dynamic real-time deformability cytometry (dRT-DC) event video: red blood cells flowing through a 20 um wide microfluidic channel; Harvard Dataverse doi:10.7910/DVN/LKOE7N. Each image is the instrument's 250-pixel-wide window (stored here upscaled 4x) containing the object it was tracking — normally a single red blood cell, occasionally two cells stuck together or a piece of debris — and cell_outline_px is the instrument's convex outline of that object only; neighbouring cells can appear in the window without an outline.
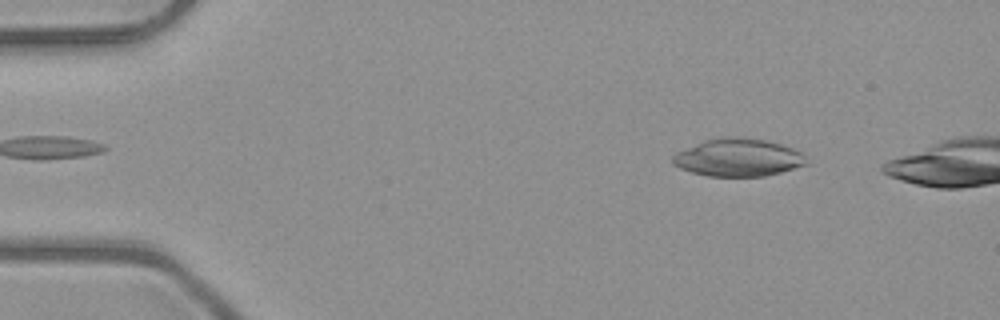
{"species": "common noctule bat (a hibernating species)", "species_latin": "Nyctalus noctula", "temperature_condition": "room temperature", "stored_images_in_passage": 43, "camera_frame_rate_fps": 3000, "um_per_image_px": 0.085, "animal": {"sex": "male", "body_mass_g": 23.1, "forearm_length_mm": 52.7}, "frame": {"image": 1, "passage_image": 3, "time_ms": 0.667, "image_size_px": [1000, 320], "cell_outline_px": [[812, 164], [764, 176], [708, 176], [692, 172], [680, 168], [672, 164], [672, 156], [676, 152], [704, 140], [764, 140], [780, 144], [792, 148], [800, 152]], "centroid_in_image_um": [62.77, 13.45], "position_along_channel_um": 22.2, "area_um2": 28.5}}
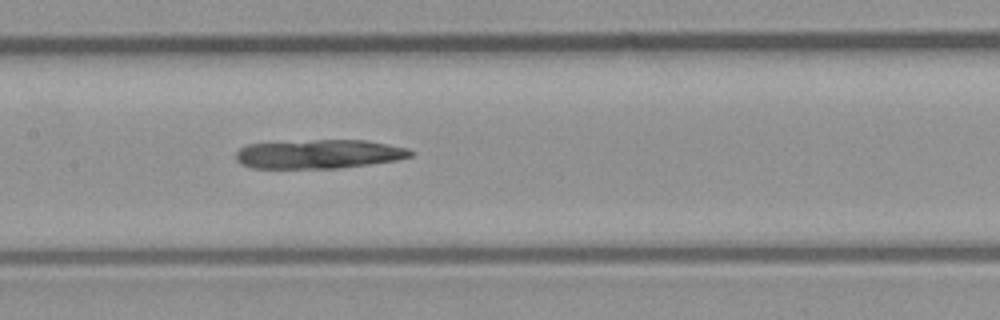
{"frame": {"image": 2, "passage_image": 21, "time_ms": 6.667, "image_size_px": [1000, 320], "cell_outline_px": [[416, 152], [412, 156], [396, 160], [340, 168], [252, 168], [240, 164], [236, 160], [236, 152], [240, 148], [248, 144], [312, 140], [368, 140], [408, 148]], "centroid_in_image_um": [27.13, 13.09], "position_along_channel_um": 180.3, "area_um2": 29.59}}
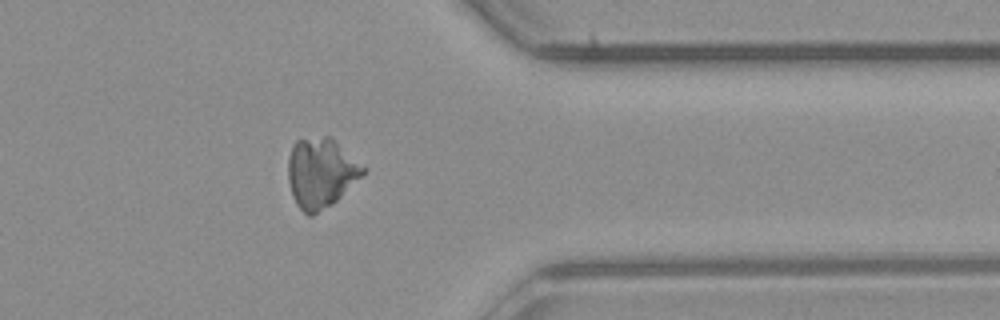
{"frame": {"image": 3, "passage_image": 37, "time_ms": 12.0, "image_size_px": [1000, 320], "cell_outline_px": [[368, 168], [332, 204], [312, 216], [308, 216], [296, 204], [292, 196], [288, 180], [288, 156], [292, 144], [296, 140], [324, 136], [328, 136]], "centroid_in_image_um": [27.24, 14.69], "position_along_channel_um": 384.2, "area_um2": 30.17}}